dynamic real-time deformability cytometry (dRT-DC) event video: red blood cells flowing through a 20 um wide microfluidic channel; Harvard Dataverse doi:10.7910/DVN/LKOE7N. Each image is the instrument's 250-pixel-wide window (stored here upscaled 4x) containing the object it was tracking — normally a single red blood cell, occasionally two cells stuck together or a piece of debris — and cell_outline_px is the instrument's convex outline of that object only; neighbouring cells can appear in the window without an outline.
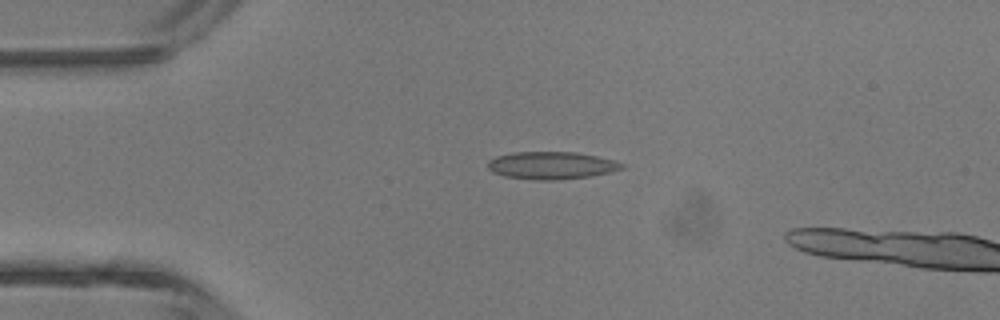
{"species": "common noctule bat (a hibernating species)", "species_latin": "Nyctalus noctula", "temperature_condition": "room temperature", "stored_images_in_passage": 2, "camera_frame_rate_fps": 3000, "um_per_image_px": 0.085, "animal": {"sex": "male", "body_mass_g": 13.3}, "frame": {"image": 1, "passage_image": 1, "time_ms": 0.0, "image_size_px": [1000, 320], "cell_outline_px": [[624, 168], [592, 176], [556, 180], [536, 180], [504, 176], [492, 172], [488, 168], [488, 160], [496, 156], [512, 152], [576, 152], [596, 156], [612, 160], [624, 164]], "centroid_in_image_um": [46.83, 14.06], "position_along_channel_um": 38.2, "area_um2": 21.44}}